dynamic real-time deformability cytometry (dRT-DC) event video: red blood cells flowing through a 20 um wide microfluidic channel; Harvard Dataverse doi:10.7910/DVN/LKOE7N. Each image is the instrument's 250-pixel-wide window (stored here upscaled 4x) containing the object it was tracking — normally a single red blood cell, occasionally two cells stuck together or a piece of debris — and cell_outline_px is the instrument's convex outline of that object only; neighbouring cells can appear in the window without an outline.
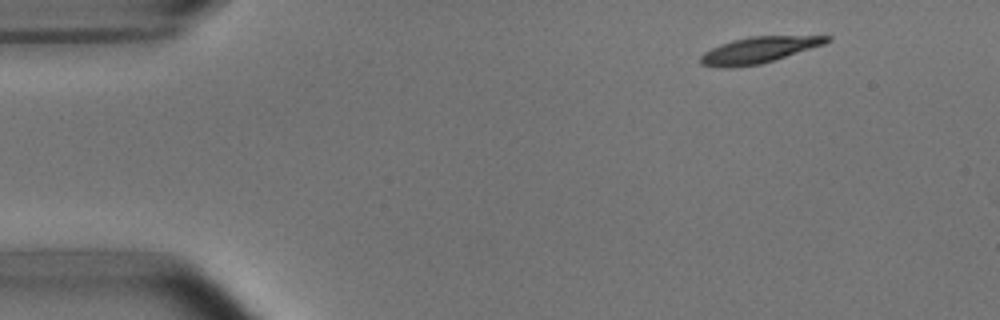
{"species": "common noctule bat (a hibernating species)", "species_latin": "Nyctalus noctula", "temperature_condition": "room temperature", "stored_images_in_passage": 3, "camera_frame_rate_fps": 3000, "um_per_image_px": 0.085, "animal": {"sex": "male", "body_mass_g": 15.6}, "frame": {"image": 1, "passage_image": 1, "time_ms": 0.0, "image_size_px": [1000, 320], "cell_outline_px": [[832, 40], [824, 44], [760, 64], [732, 68], [716, 68], [700, 64], [700, 56], [704, 52], [720, 44], [732, 40], [752, 36], [832, 36]], "centroid_in_image_um": [64.44, 4.26], "position_along_channel_um": 20.6, "area_um2": 19.19}}